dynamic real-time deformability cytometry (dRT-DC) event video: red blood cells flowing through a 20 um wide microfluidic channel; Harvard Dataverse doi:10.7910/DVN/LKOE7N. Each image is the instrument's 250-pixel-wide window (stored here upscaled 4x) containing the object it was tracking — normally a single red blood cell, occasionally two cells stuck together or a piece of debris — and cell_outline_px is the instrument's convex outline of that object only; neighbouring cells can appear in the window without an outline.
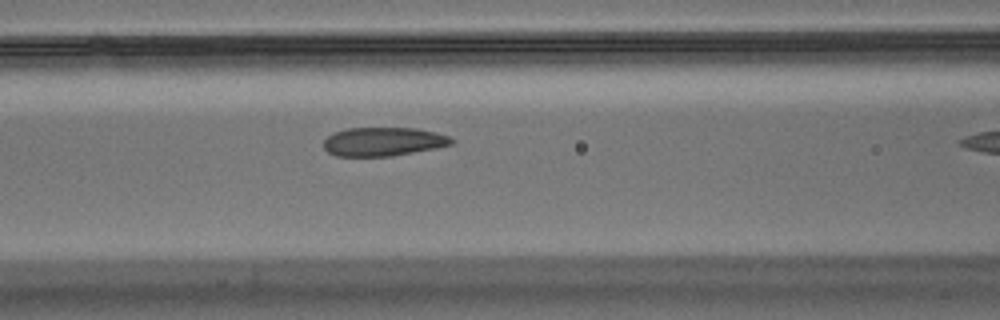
{"species": "Egyptian fruit bat (a non-hibernating species)", "species_latin": "Rousettus aegyptiacus", "temperature_condition": "warm", "stored_images_in_passage": 11, "camera_frame_rate_fps": 3000, "um_per_image_px": 0.085, "animal": {"sex": "male"}, "frame": {"image": 1, "passage_image": 10, "time_ms": 3.0, "image_size_px": [1000, 320], "cell_outline_px": [[456, 140], [452, 144], [436, 148], [392, 156], [336, 156], [328, 152], [324, 148], [324, 140], [332, 132], [348, 128], [416, 128], [448, 136]], "centroid_in_image_um": [32.56, 12.04], "position_along_channel_um": 134.0, "area_um2": 21.39}}